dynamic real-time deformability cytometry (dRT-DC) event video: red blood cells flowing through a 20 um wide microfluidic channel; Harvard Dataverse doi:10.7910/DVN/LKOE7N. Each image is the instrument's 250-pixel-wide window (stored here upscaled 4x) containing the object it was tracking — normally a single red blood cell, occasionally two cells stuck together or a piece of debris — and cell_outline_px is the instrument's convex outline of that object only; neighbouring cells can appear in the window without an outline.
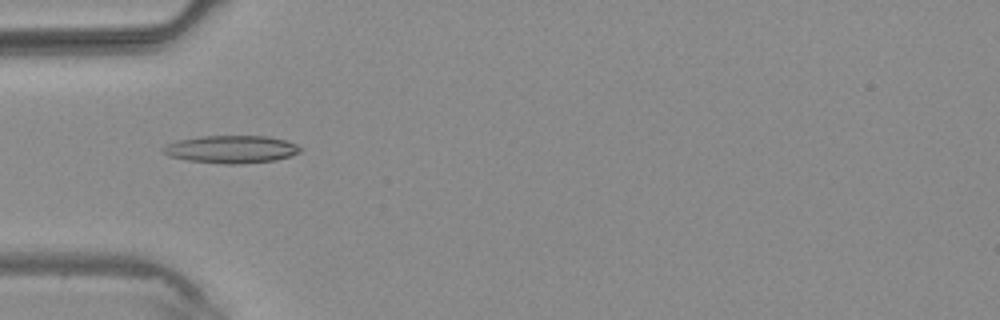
{"species": "common noctule bat (a hibernating species)", "species_latin": "Nyctalus noctula", "temperature_condition": "warm", "stored_images_in_passage": 1, "camera_frame_rate_fps": 3000, "um_per_image_px": 0.085, "animal": {"sex": "male", "body_mass_g": 20.4}, "frame": {"image": 1, "passage_image": 1, "time_ms": 0.0, "image_size_px": [1000, 320], "cell_outline_px": [[304, 148], [300, 152], [276, 160], [240, 164], [224, 164], [188, 160], [168, 156], [160, 152], [160, 148], [176, 140], [200, 136], [268, 136], [284, 140], [296, 144]], "centroid_in_image_um": [19.62, 12.69], "position_along_channel_um": 65.4, "area_um2": 22.25}}